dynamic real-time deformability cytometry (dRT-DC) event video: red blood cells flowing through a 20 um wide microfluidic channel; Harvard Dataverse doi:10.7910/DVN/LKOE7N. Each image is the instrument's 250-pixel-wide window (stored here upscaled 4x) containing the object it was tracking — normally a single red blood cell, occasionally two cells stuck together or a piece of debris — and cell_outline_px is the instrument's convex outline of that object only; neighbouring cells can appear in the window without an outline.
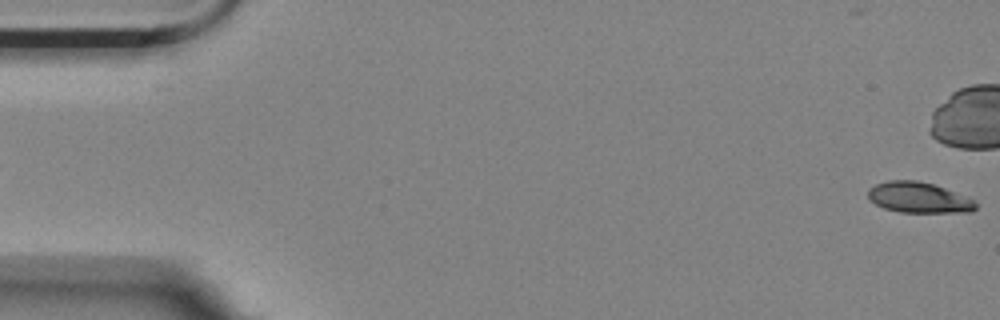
{"species": "Egyptian fruit bat (a non-hibernating species)", "species_latin": "Rousettus aegyptiacus", "temperature_condition": "room temperature", "stored_images_in_passage": 5, "segment_of_instrument_passage": [2, 2], "camera_frame_rate_fps": 3000, "um_per_image_px": 0.085, "animal": {"sex": "female"}, "frame": {"image": 1, "passage_image": 5, "time_ms": 1.333, "image_size_px": [1000, 320], "cell_outline_px": [[976, 208], [972, 212], [900, 212], [884, 208], [876, 204], [868, 196], [868, 188], [876, 184], [888, 180], [916, 180], [932, 184], [944, 188], [972, 200], [976, 204]], "centroid_in_image_um": [78.05, 16.79], "position_along_channel_um": 7.0, "area_um2": 18.9}}